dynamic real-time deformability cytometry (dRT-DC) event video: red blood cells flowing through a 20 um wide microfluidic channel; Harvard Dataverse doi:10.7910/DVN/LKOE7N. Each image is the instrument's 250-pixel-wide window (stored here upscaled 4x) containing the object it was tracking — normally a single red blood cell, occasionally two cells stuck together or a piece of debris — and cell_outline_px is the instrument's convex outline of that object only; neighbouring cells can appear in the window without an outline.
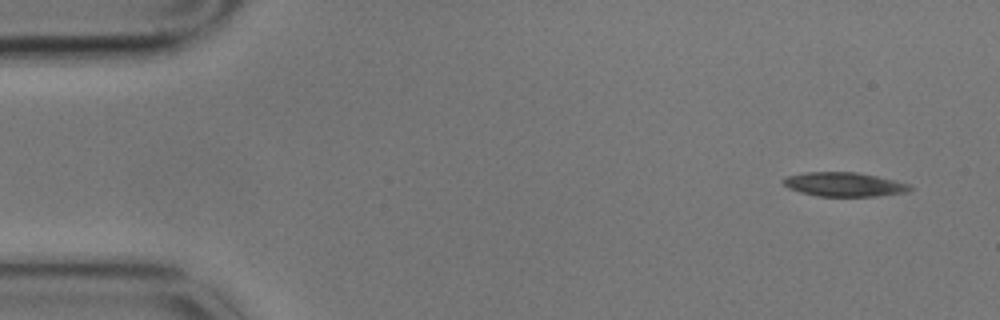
{"species": "common noctule bat (a hibernating species)", "species_latin": "Nyctalus noctula", "temperature_condition": "cold", "stored_images_in_passage": 7, "camera_frame_rate_fps": 3000, "um_per_image_px": 0.085, "animal": {"sex": "male", "body_mass_g": 17.9}, "frame": {"image": 1, "passage_image": 1, "time_ms": 0.0, "image_size_px": [1000, 320], "cell_outline_px": [[912, 188], [908, 192], [880, 196], [816, 196], [800, 192], [788, 188], [780, 180], [788, 176], [808, 172], [856, 172], [876, 176], [908, 184]], "centroid_in_image_um": [71.72, 15.68], "position_along_channel_um": 13.3, "area_um2": 17.69}}
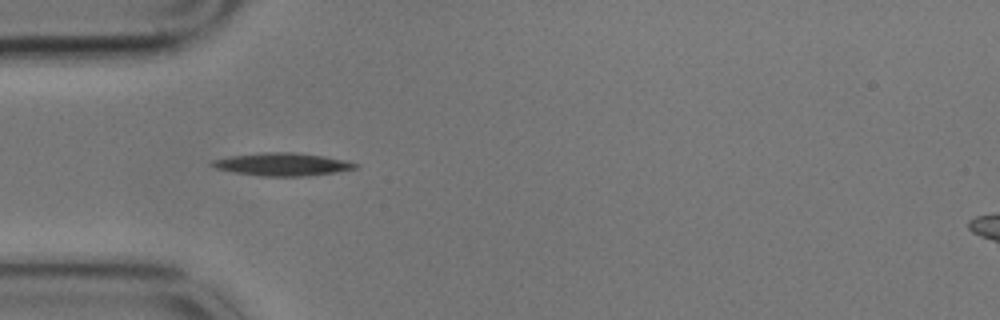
{"frame": {"image": 2, "passage_image": 5, "time_ms": 1.333, "image_size_px": [1000, 320], "cell_outline_px": [[360, 164], [356, 168], [336, 172], [308, 176], [260, 176], [236, 172], [216, 168], [208, 164], [212, 160], [232, 156], [264, 152], [296, 152], [324, 156], [344, 160]], "centroid_in_image_um": [24.02, 13.96], "position_along_channel_um": 61.0, "area_um2": 18.96}}
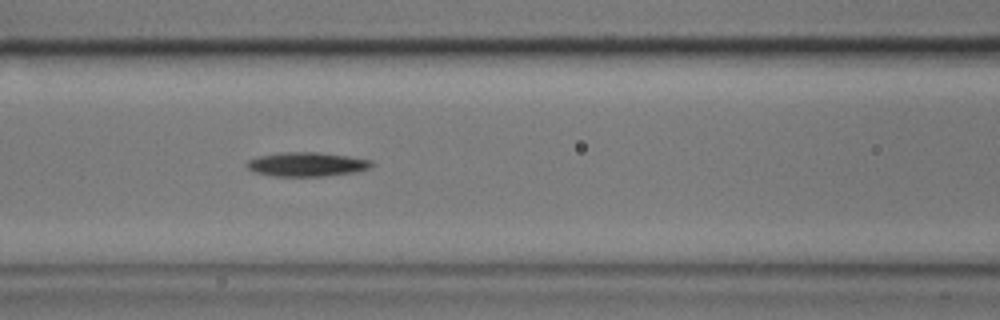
{"frame": {"image": 3, "passage_image": 7, "time_ms": 2.0, "image_size_px": [1000, 320], "cell_outline_px": [[376, 164], [372, 168], [356, 172], [324, 176], [272, 176], [256, 172], [248, 168], [244, 164], [248, 160], [260, 156], [280, 152], [320, 152], [348, 156], [372, 160]], "centroid_in_image_um": [26.13, 13.96], "position_along_channel_um": 140.5, "area_um2": 17.74}}